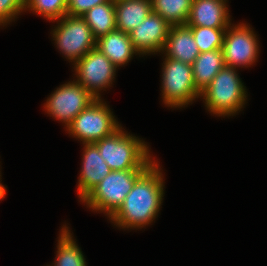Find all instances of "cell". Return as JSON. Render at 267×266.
Wrapping results in <instances>:
<instances>
[{
    "mask_svg": "<svg viewBox=\"0 0 267 266\" xmlns=\"http://www.w3.org/2000/svg\"><path fill=\"white\" fill-rule=\"evenodd\" d=\"M147 169L112 170L81 201L96 212H104L109 218L118 210L132 190L136 180Z\"/></svg>",
    "mask_w": 267,
    "mask_h": 266,
    "instance_id": "277c9868",
    "label": "cell"
},
{
    "mask_svg": "<svg viewBox=\"0 0 267 266\" xmlns=\"http://www.w3.org/2000/svg\"><path fill=\"white\" fill-rule=\"evenodd\" d=\"M120 127L110 136L94 144L111 170L148 169L155 161L149 147L138 137L128 134ZM153 158V159H152Z\"/></svg>",
    "mask_w": 267,
    "mask_h": 266,
    "instance_id": "7a4b0ae2",
    "label": "cell"
},
{
    "mask_svg": "<svg viewBox=\"0 0 267 266\" xmlns=\"http://www.w3.org/2000/svg\"><path fill=\"white\" fill-rule=\"evenodd\" d=\"M59 234L53 266H86L84 255L77 246L69 227L63 225Z\"/></svg>",
    "mask_w": 267,
    "mask_h": 266,
    "instance_id": "d6986e66",
    "label": "cell"
},
{
    "mask_svg": "<svg viewBox=\"0 0 267 266\" xmlns=\"http://www.w3.org/2000/svg\"><path fill=\"white\" fill-rule=\"evenodd\" d=\"M188 27L192 30L200 53L222 49L224 33L227 28Z\"/></svg>",
    "mask_w": 267,
    "mask_h": 266,
    "instance_id": "44dd1931",
    "label": "cell"
},
{
    "mask_svg": "<svg viewBox=\"0 0 267 266\" xmlns=\"http://www.w3.org/2000/svg\"><path fill=\"white\" fill-rule=\"evenodd\" d=\"M74 65L75 80L95 99H101L99 91L111 87L117 67L98 49L88 51Z\"/></svg>",
    "mask_w": 267,
    "mask_h": 266,
    "instance_id": "ba28073f",
    "label": "cell"
},
{
    "mask_svg": "<svg viewBox=\"0 0 267 266\" xmlns=\"http://www.w3.org/2000/svg\"><path fill=\"white\" fill-rule=\"evenodd\" d=\"M120 127L106 102L96 99L74 118L66 131L82 144H91L110 136Z\"/></svg>",
    "mask_w": 267,
    "mask_h": 266,
    "instance_id": "5b68a950",
    "label": "cell"
},
{
    "mask_svg": "<svg viewBox=\"0 0 267 266\" xmlns=\"http://www.w3.org/2000/svg\"><path fill=\"white\" fill-rule=\"evenodd\" d=\"M246 93L236 68L225 66L201 91L200 97L205 100V107L210 113L225 117L241 111L246 103Z\"/></svg>",
    "mask_w": 267,
    "mask_h": 266,
    "instance_id": "3957f363",
    "label": "cell"
},
{
    "mask_svg": "<svg viewBox=\"0 0 267 266\" xmlns=\"http://www.w3.org/2000/svg\"><path fill=\"white\" fill-rule=\"evenodd\" d=\"M171 25L160 15L151 12L133 31L130 40L139 55L161 52L169 35Z\"/></svg>",
    "mask_w": 267,
    "mask_h": 266,
    "instance_id": "8fae6325",
    "label": "cell"
},
{
    "mask_svg": "<svg viewBox=\"0 0 267 266\" xmlns=\"http://www.w3.org/2000/svg\"><path fill=\"white\" fill-rule=\"evenodd\" d=\"M152 12L160 15L171 26L186 25L192 0H151Z\"/></svg>",
    "mask_w": 267,
    "mask_h": 266,
    "instance_id": "ffe728a7",
    "label": "cell"
},
{
    "mask_svg": "<svg viewBox=\"0 0 267 266\" xmlns=\"http://www.w3.org/2000/svg\"><path fill=\"white\" fill-rule=\"evenodd\" d=\"M162 65V99L171 108H182L200 97L193 79L192 65L165 58Z\"/></svg>",
    "mask_w": 267,
    "mask_h": 266,
    "instance_id": "8992f818",
    "label": "cell"
},
{
    "mask_svg": "<svg viewBox=\"0 0 267 266\" xmlns=\"http://www.w3.org/2000/svg\"><path fill=\"white\" fill-rule=\"evenodd\" d=\"M67 2L68 0H25V8L49 21H56L66 15Z\"/></svg>",
    "mask_w": 267,
    "mask_h": 266,
    "instance_id": "7402d4cb",
    "label": "cell"
},
{
    "mask_svg": "<svg viewBox=\"0 0 267 266\" xmlns=\"http://www.w3.org/2000/svg\"><path fill=\"white\" fill-rule=\"evenodd\" d=\"M191 65L194 83L201 92L211 83L218 72L225 67L223 52L221 49L202 52Z\"/></svg>",
    "mask_w": 267,
    "mask_h": 266,
    "instance_id": "e0dca14e",
    "label": "cell"
},
{
    "mask_svg": "<svg viewBox=\"0 0 267 266\" xmlns=\"http://www.w3.org/2000/svg\"><path fill=\"white\" fill-rule=\"evenodd\" d=\"M226 67H249L256 62L259 43L252 28L245 23L227 27L222 45Z\"/></svg>",
    "mask_w": 267,
    "mask_h": 266,
    "instance_id": "9c48e42d",
    "label": "cell"
},
{
    "mask_svg": "<svg viewBox=\"0 0 267 266\" xmlns=\"http://www.w3.org/2000/svg\"><path fill=\"white\" fill-rule=\"evenodd\" d=\"M115 11L117 29L129 34L152 12V1L115 0Z\"/></svg>",
    "mask_w": 267,
    "mask_h": 266,
    "instance_id": "2e32d148",
    "label": "cell"
},
{
    "mask_svg": "<svg viewBox=\"0 0 267 266\" xmlns=\"http://www.w3.org/2000/svg\"><path fill=\"white\" fill-rule=\"evenodd\" d=\"M5 195H6V188L4 187V185L1 184V181H0V200L4 199Z\"/></svg>",
    "mask_w": 267,
    "mask_h": 266,
    "instance_id": "d4e9b609",
    "label": "cell"
},
{
    "mask_svg": "<svg viewBox=\"0 0 267 266\" xmlns=\"http://www.w3.org/2000/svg\"><path fill=\"white\" fill-rule=\"evenodd\" d=\"M96 99L78 82H66L57 88L43 106L52 118L67 126Z\"/></svg>",
    "mask_w": 267,
    "mask_h": 266,
    "instance_id": "30bf717a",
    "label": "cell"
},
{
    "mask_svg": "<svg viewBox=\"0 0 267 266\" xmlns=\"http://www.w3.org/2000/svg\"><path fill=\"white\" fill-rule=\"evenodd\" d=\"M98 48L116 67L127 64L134 54L139 52L134 48L130 35L115 29L96 40Z\"/></svg>",
    "mask_w": 267,
    "mask_h": 266,
    "instance_id": "9a60e30c",
    "label": "cell"
},
{
    "mask_svg": "<svg viewBox=\"0 0 267 266\" xmlns=\"http://www.w3.org/2000/svg\"><path fill=\"white\" fill-rule=\"evenodd\" d=\"M110 0H68L66 15L83 16L88 10L94 6L102 4Z\"/></svg>",
    "mask_w": 267,
    "mask_h": 266,
    "instance_id": "cb8c5ba5",
    "label": "cell"
},
{
    "mask_svg": "<svg viewBox=\"0 0 267 266\" xmlns=\"http://www.w3.org/2000/svg\"><path fill=\"white\" fill-rule=\"evenodd\" d=\"M154 162L135 182L122 205L110 217L122 229H141L158 216L163 202L164 183L161 167Z\"/></svg>",
    "mask_w": 267,
    "mask_h": 266,
    "instance_id": "6da1fadb",
    "label": "cell"
},
{
    "mask_svg": "<svg viewBox=\"0 0 267 266\" xmlns=\"http://www.w3.org/2000/svg\"><path fill=\"white\" fill-rule=\"evenodd\" d=\"M162 52L168 58L179 60L189 65L200 54L193 38L192 30L187 25L171 26Z\"/></svg>",
    "mask_w": 267,
    "mask_h": 266,
    "instance_id": "5bb4252c",
    "label": "cell"
},
{
    "mask_svg": "<svg viewBox=\"0 0 267 266\" xmlns=\"http://www.w3.org/2000/svg\"><path fill=\"white\" fill-rule=\"evenodd\" d=\"M90 27L93 37H99L117 29L115 0L94 6L82 16Z\"/></svg>",
    "mask_w": 267,
    "mask_h": 266,
    "instance_id": "ac0fdd59",
    "label": "cell"
},
{
    "mask_svg": "<svg viewBox=\"0 0 267 266\" xmlns=\"http://www.w3.org/2000/svg\"><path fill=\"white\" fill-rule=\"evenodd\" d=\"M52 31L56 47L75 64L88 51L96 47L90 27L82 16L64 15Z\"/></svg>",
    "mask_w": 267,
    "mask_h": 266,
    "instance_id": "52a82bcc",
    "label": "cell"
},
{
    "mask_svg": "<svg viewBox=\"0 0 267 266\" xmlns=\"http://www.w3.org/2000/svg\"><path fill=\"white\" fill-rule=\"evenodd\" d=\"M83 146L82 169L77 186L80 201L112 171L94 143Z\"/></svg>",
    "mask_w": 267,
    "mask_h": 266,
    "instance_id": "7c38bea8",
    "label": "cell"
},
{
    "mask_svg": "<svg viewBox=\"0 0 267 266\" xmlns=\"http://www.w3.org/2000/svg\"><path fill=\"white\" fill-rule=\"evenodd\" d=\"M227 0H192L187 26L227 28L231 24Z\"/></svg>",
    "mask_w": 267,
    "mask_h": 266,
    "instance_id": "4fadbf2b",
    "label": "cell"
},
{
    "mask_svg": "<svg viewBox=\"0 0 267 266\" xmlns=\"http://www.w3.org/2000/svg\"><path fill=\"white\" fill-rule=\"evenodd\" d=\"M23 11H26L25 0H0V26L14 21Z\"/></svg>",
    "mask_w": 267,
    "mask_h": 266,
    "instance_id": "603a6c76",
    "label": "cell"
}]
</instances>
